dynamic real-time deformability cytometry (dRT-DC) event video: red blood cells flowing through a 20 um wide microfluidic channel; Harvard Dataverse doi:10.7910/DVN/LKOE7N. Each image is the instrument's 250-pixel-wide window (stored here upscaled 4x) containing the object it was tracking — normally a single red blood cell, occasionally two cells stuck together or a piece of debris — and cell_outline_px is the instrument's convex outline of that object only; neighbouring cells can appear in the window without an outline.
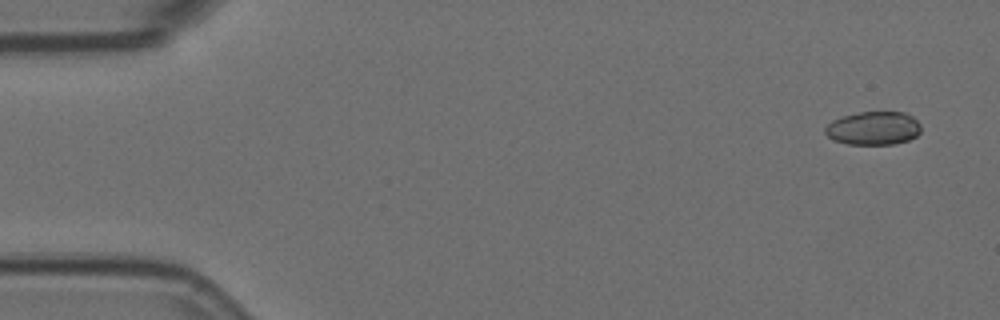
{"species": "Egyptian fruit bat (a non-hibernating species)", "species_latin": "Rousettus aegyptiacus", "temperature_condition": "room temperature", "stored_images_in_passage": 5, "segment_of_instrument_passage": [1, 2], "camera_frame_rate_fps": 3000, "um_per_image_px": 0.085, "animal": {"sex": "female"}, "frame": {"image": 1, "passage_image": 1, "time_ms": 0.0, "image_size_px": [1000, 320], "cell_outline_px": [[920, 132], [916, 136], [908, 140], [892, 144], [848, 144], [836, 140], [828, 136], [824, 132], [824, 128], [832, 120], [844, 116], [860, 112], [904, 112], [912, 116], [920, 124]], "centroid_in_image_um": [74.25, 10.89], "position_along_channel_um": 10.8, "area_um2": 18.5}}